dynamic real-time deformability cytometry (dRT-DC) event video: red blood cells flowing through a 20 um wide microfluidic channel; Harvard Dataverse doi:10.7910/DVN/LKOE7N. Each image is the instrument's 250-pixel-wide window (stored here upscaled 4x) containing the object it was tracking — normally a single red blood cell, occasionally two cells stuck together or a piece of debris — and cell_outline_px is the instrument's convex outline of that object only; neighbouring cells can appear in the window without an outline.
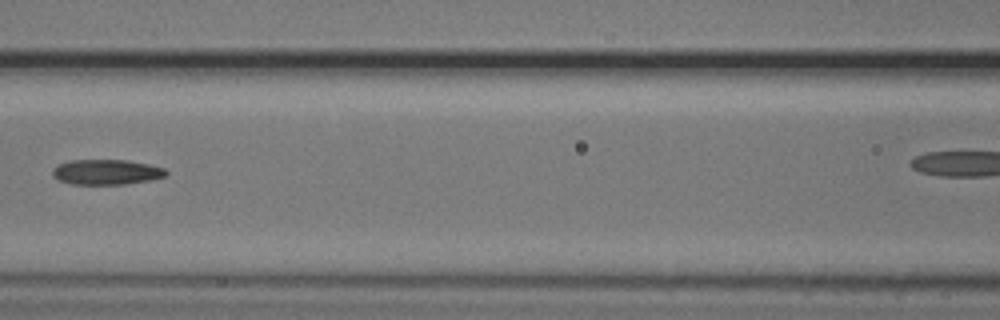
{"species": "common noctule bat (a hibernating species)", "species_latin": "Nyctalus noctula", "temperature_condition": "cold", "stored_images_in_passage": 8, "camera_frame_rate_fps": 3000, "um_per_image_px": 0.085, "animal": {"sex": "male", "body_mass_g": 20.5, "forearm_length_mm": 52.5}, "frame": {"image": 1, "passage_image": 7, "time_ms": 2.0, "image_size_px": [1000, 320], "cell_outline_px": [[168, 172], [164, 176], [152, 180], [124, 184], [72, 184], [56, 180], [52, 176], [52, 168], [56, 164], [68, 160], [128, 160], [148, 164], [164, 168]], "centroid_in_image_um": [8.98, 14.62], "position_along_channel_um": 157.6, "area_um2": 16.88}}